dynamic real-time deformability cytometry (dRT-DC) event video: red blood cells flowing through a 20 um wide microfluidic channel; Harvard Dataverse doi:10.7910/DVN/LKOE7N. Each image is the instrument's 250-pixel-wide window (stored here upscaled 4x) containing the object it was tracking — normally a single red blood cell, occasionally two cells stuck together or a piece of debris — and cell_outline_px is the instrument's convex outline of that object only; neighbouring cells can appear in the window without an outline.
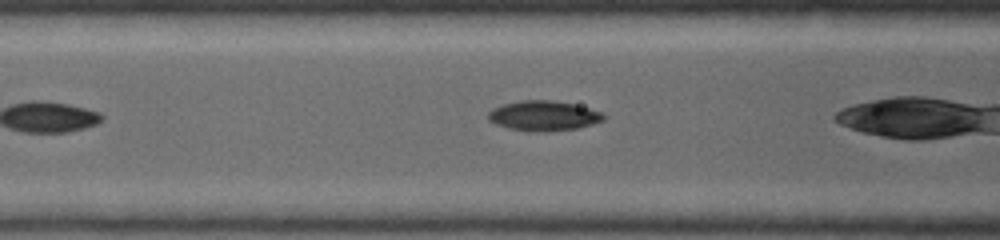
{"species": "common noctule bat (a hibernating species)", "species_latin": "Nyctalus noctula", "temperature_condition": "warm", "stored_images_in_passage": 5, "camera_frame_rate_fps": 5000, "um_per_image_px": 0.085, "animal": {"sex": "female", "body_mass_g": 19.0, "forearm_length_mm": 53.3}, "frame": {"image": 1, "passage_image": 5, "time_ms": 1.4, "image_size_px": [1000, 240], "cell_outline_px": [[608, 116], [604, 120], [580, 128], [548, 132], [528, 132], [508, 128], [496, 124], [488, 120], [488, 112], [492, 108], [504, 104], [520, 100], [552, 100], [572, 104], [604, 112]], "centroid_in_image_um": [46.22, 9.86], "position_along_channel_um": 120.4, "area_um2": 20.52}}